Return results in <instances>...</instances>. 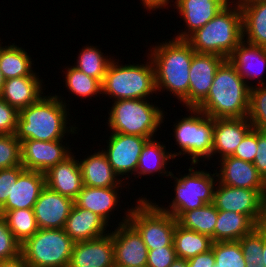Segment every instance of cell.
Masks as SVG:
<instances>
[{
    "instance_id": "cell-1",
    "label": "cell",
    "mask_w": 266,
    "mask_h": 267,
    "mask_svg": "<svg viewBox=\"0 0 266 267\" xmlns=\"http://www.w3.org/2000/svg\"><path fill=\"white\" fill-rule=\"evenodd\" d=\"M162 43L148 53L155 68L156 91H169L189 108V72L195 51L186 40L174 37Z\"/></svg>"
},
{
    "instance_id": "cell-2",
    "label": "cell",
    "mask_w": 266,
    "mask_h": 267,
    "mask_svg": "<svg viewBox=\"0 0 266 267\" xmlns=\"http://www.w3.org/2000/svg\"><path fill=\"white\" fill-rule=\"evenodd\" d=\"M62 96H42L37 102L19 111L16 138L21 142L32 139L39 141L65 140L66 133L74 134L76 126H67L70 115ZM62 99V100H61ZM68 113V114H67ZM70 128V129H68Z\"/></svg>"
},
{
    "instance_id": "cell-3",
    "label": "cell",
    "mask_w": 266,
    "mask_h": 267,
    "mask_svg": "<svg viewBox=\"0 0 266 267\" xmlns=\"http://www.w3.org/2000/svg\"><path fill=\"white\" fill-rule=\"evenodd\" d=\"M250 87L225 59L215 73L206 99L197 109L214 119L247 117Z\"/></svg>"
},
{
    "instance_id": "cell-4",
    "label": "cell",
    "mask_w": 266,
    "mask_h": 267,
    "mask_svg": "<svg viewBox=\"0 0 266 267\" xmlns=\"http://www.w3.org/2000/svg\"><path fill=\"white\" fill-rule=\"evenodd\" d=\"M242 40V11L238 1L229 2L205 26L186 39L196 53L216 54L225 59Z\"/></svg>"
},
{
    "instance_id": "cell-5",
    "label": "cell",
    "mask_w": 266,
    "mask_h": 267,
    "mask_svg": "<svg viewBox=\"0 0 266 267\" xmlns=\"http://www.w3.org/2000/svg\"><path fill=\"white\" fill-rule=\"evenodd\" d=\"M146 64L120 65L112 60L102 82V94L116 100L147 99L157 93L155 68L148 56Z\"/></svg>"
},
{
    "instance_id": "cell-6",
    "label": "cell",
    "mask_w": 266,
    "mask_h": 267,
    "mask_svg": "<svg viewBox=\"0 0 266 267\" xmlns=\"http://www.w3.org/2000/svg\"><path fill=\"white\" fill-rule=\"evenodd\" d=\"M108 112L112 132L154 138L161 128L164 112L147 99L116 100Z\"/></svg>"
},
{
    "instance_id": "cell-7",
    "label": "cell",
    "mask_w": 266,
    "mask_h": 267,
    "mask_svg": "<svg viewBox=\"0 0 266 267\" xmlns=\"http://www.w3.org/2000/svg\"><path fill=\"white\" fill-rule=\"evenodd\" d=\"M190 116H185L174 124L176 145L181 148L179 153H171L175 157L188 154L190 165H196L200 158L210 160L213 147L214 118L209 117L197 108H188Z\"/></svg>"
},
{
    "instance_id": "cell-8",
    "label": "cell",
    "mask_w": 266,
    "mask_h": 267,
    "mask_svg": "<svg viewBox=\"0 0 266 267\" xmlns=\"http://www.w3.org/2000/svg\"><path fill=\"white\" fill-rule=\"evenodd\" d=\"M74 241L64 229H39L21 244L29 267H69Z\"/></svg>"
},
{
    "instance_id": "cell-9",
    "label": "cell",
    "mask_w": 266,
    "mask_h": 267,
    "mask_svg": "<svg viewBox=\"0 0 266 267\" xmlns=\"http://www.w3.org/2000/svg\"><path fill=\"white\" fill-rule=\"evenodd\" d=\"M139 197L137 205L128 213V222L141 235L148 250L173 245V236L177 219L171 214L162 211L156 203Z\"/></svg>"
},
{
    "instance_id": "cell-10",
    "label": "cell",
    "mask_w": 266,
    "mask_h": 267,
    "mask_svg": "<svg viewBox=\"0 0 266 267\" xmlns=\"http://www.w3.org/2000/svg\"><path fill=\"white\" fill-rule=\"evenodd\" d=\"M193 169L195 167H189V173L184 176L179 175L180 178L172 174L170 178H174L175 181L173 182L175 183V196L172 203L166 209L157 205L162 211L171 214L176 219L187 211L213 203L215 185H217L216 173L211 174L207 171Z\"/></svg>"
},
{
    "instance_id": "cell-11",
    "label": "cell",
    "mask_w": 266,
    "mask_h": 267,
    "mask_svg": "<svg viewBox=\"0 0 266 267\" xmlns=\"http://www.w3.org/2000/svg\"><path fill=\"white\" fill-rule=\"evenodd\" d=\"M213 204L218 210L233 211L247 215L257 226L264 225V189H245L217 182Z\"/></svg>"
},
{
    "instance_id": "cell-12",
    "label": "cell",
    "mask_w": 266,
    "mask_h": 267,
    "mask_svg": "<svg viewBox=\"0 0 266 267\" xmlns=\"http://www.w3.org/2000/svg\"><path fill=\"white\" fill-rule=\"evenodd\" d=\"M108 139V146L106 150L102 148V151L106 154L112 169L121 178L127 175L122 178L123 180L135 175L139 156L149 138L112 132Z\"/></svg>"
},
{
    "instance_id": "cell-13",
    "label": "cell",
    "mask_w": 266,
    "mask_h": 267,
    "mask_svg": "<svg viewBox=\"0 0 266 267\" xmlns=\"http://www.w3.org/2000/svg\"><path fill=\"white\" fill-rule=\"evenodd\" d=\"M129 214L112 231L115 266L144 267L148 249L138 231L128 222Z\"/></svg>"
},
{
    "instance_id": "cell-14",
    "label": "cell",
    "mask_w": 266,
    "mask_h": 267,
    "mask_svg": "<svg viewBox=\"0 0 266 267\" xmlns=\"http://www.w3.org/2000/svg\"><path fill=\"white\" fill-rule=\"evenodd\" d=\"M63 140L39 141L27 139L21 141V162L25 170L45 173L51 167L63 162L72 152ZM70 149V150H69Z\"/></svg>"
},
{
    "instance_id": "cell-15",
    "label": "cell",
    "mask_w": 266,
    "mask_h": 267,
    "mask_svg": "<svg viewBox=\"0 0 266 267\" xmlns=\"http://www.w3.org/2000/svg\"><path fill=\"white\" fill-rule=\"evenodd\" d=\"M73 205V199L45 186L33 207L39 229H64Z\"/></svg>"
},
{
    "instance_id": "cell-16",
    "label": "cell",
    "mask_w": 266,
    "mask_h": 267,
    "mask_svg": "<svg viewBox=\"0 0 266 267\" xmlns=\"http://www.w3.org/2000/svg\"><path fill=\"white\" fill-rule=\"evenodd\" d=\"M224 60L216 54L194 53L189 72V108H197L206 99L215 73Z\"/></svg>"
},
{
    "instance_id": "cell-17",
    "label": "cell",
    "mask_w": 266,
    "mask_h": 267,
    "mask_svg": "<svg viewBox=\"0 0 266 267\" xmlns=\"http://www.w3.org/2000/svg\"><path fill=\"white\" fill-rule=\"evenodd\" d=\"M69 267H115L111 230L101 237L74 243Z\"/></svg>"
},
{
    "instance_id": "cell-18",
    "label": "cell",
    "mask_w": 266,
    "mask_h": 267,
    "mask_svg": "<svg viewBox=\"0 0 266 267\" xmlns=\"http://www.w3.org/2000/svg\"><path fill=\"white\" fill-rule=\"evenodd\" d=\"M230 0H176L174 5L186 23L184 32L176 39L186 40L192 33L205 26Z\"/></svg>"
},
{
    "instance_id": "cell-19",
    "label": "cell",
    "mask_w": 266,
    "mask_h": 267,
    "mask_svg": "<svg viewBox=\"0 0 266 267\" xmlns=\"http://www.w3.org/2000/svg\"><path fill=\"white\" fill-rule=\"evenodd\" d=\"M253 129L247 117L214 119V136L211 158L232 156L244 137Z\"/></svg>"
},
{
    "instance_id": "cell-20",
    "label": "cell",
    "mask_w": 266,
    "mask_h": 267,
    "mask_svg": "<svg viewBox=\"0 0 266 267\" xmlns=\"http://www.w3.org/2000/svg\"><path fill=\"white\" fill-rule=\"evenodd\" d=\"M218 161L221 163L220 173H217V169L215 171L218 183L245 189H264V179L252 162L233 156H226Z\"/></svg>"
},
{
    "instance_id": "cell-21",
    "label": "cell",
    "mask_w": 266,
    "mask_h": 267,
    "mask_svg": "<svg viewBox=\"0 0 266 267\" xmlns=\"http://www.w3.org/2000/svg\"><path fill=\"white\" fill-rule=\"evenodd\" d=\"M45 185L52 191L75 200L83 187L79 159L71 154L45 172Z\"/></svg>"
},
{
    "instance_id": "cell-22",
    "label": "cell",
    "mask_w": 266,
    "mask_h": 267,
    "mask_svg": "<svg viewBox=\"0 0 266 267\" xmlns=\"http://www.w3.org/2000/svg\"><path fill=\"white\" fill-rule=\"evenodd\" d=\"M45 186V173L24 170L18 176L5 204L0 208V216L10 210L33 209L41 190Z\"/></svg>"
},
{
    "instance_id": "cell-23",
    "label": "cell",
    "mask_w": 266,
    "mask_h": 267,
    "mask_svg": "<svg viewBox=\"0 0 266 267\" xmlns=\"http://www.w3.org/2000/svg\"><path fill=\"white\" fill-rule=\"evenodd\" d=\"M228 60L235 66L237 73L248 84L249 80L259 78V86L266 85L263 74L266 72V48L242 40ZM246 79V80H245Z\"/></svg>"
},
{
    "instance_id": "cell-24",
    "label": "cell",
    "mask_w": 266,
    "mask_h": 267,
    "mask_svg": "<svg viewBox=\"0 0 266 267\" xmlns=\"http://www.w3.org/2000/svg\"><path fill=\"white\" fill-rule=\"evenodd\" d=\"M107 224L90 210L78 207L75 203L64 227L65 233L76 243L106 235Z\"/></svg>"
},
{
    "instance_id": "cell-25",
    "label": "cell",
    "mask_w": 266,
    "mask_h": 267,
    "mask_svg": "<svg viewBox=\"0 0 266 267\" xmlns=\"http://www.w3.org/2000/svg\"><path fill=\"white\" fill-rule=\"evenodd\" d=\"M83 185L88 187H121L123 180L112 169L106 154L101 150L79 162Z\"/></svg>"
},
{
    "instance_id": "cell-26",
    "label": "cell",
    "mask_w": 266,
    "mask_h": 267,
    "mask_svg": "<svg viewBox=\"0 0 266 267\" xmlns=\"http://www.w3.org/2000/svg\"><path fill=\"white\" fill-rule=\"evenodd\" d=\"M237 1L242 11L243 40L266 48V0Z\"/></svg>"
},
{
    "instance_id": "cell-27",
    "label": "cell",
    "mask_w": 266,
    "mask_h": 267,
    "mask_svg": "<svg viewBox=\"0 0 266 267\" xmlns=\"http://www.w3.org/2000/svg\"><path fill=\"white\" fill-rule=\"evenodd\" d=\"M38 77H15L7 79L0 98L20 111L37 102L43 95L42 80Z\"/></svg>"
},
{
    "instance_id": "cell-28",
    "label": "cell",
    "mask_w": 266,
    "mask_h": 267,
    "mask_svg": "<svg viewBox=\"0 0 266 267\" xmlns=\"http://www.w3.org/2000/svg\"><path fill=\"white\" fill-rule=\"evenodd\" d=\"M120 187H88L83 185L74 203L100 216L107 224L118 204ZM111 212V213H110Z\"/></svg>"
},
{
    "instance_id": "cell-29",
    "label": "cell",
    "mask_w": 266,
    "mask_h": 267,
    "mask_svg": "<svg viewBox=\"0 0 266 267\" xmlns=\"http://www.w3.org/2000/svg\"><path fill=\"white\" fill-rule=\"evenodd\" d=\"M257 225L247 216L233 211L218 210L214 242L239 241Z\"/></svg>"
},
{
    "instance_id": "cell-30",
    "label": "cell",
    "mask_w": 266,
    "mask_h": 267,
    "mask_svg": "<svg viewBox=\"0 0 266 267\" xmlns=\"http://www.w3.org/2000/svg\"><path fill=\"white\" fill-rule=\"evenodd\" d=\"M155 139H149L139 156V162L136 169L137 177H142L141 175H150L154 173L162 174L167 176H171L172 171H168L166 166L168 165V161L174 157L171 152L166 151L165 144H161V142H157ZM164 168V169H163ZM166 169V170H165Z\"/></svg>"
},
{
    "instance_id": "cell-31",
    "label": "cell",
    "mask_w": 266,
    "mask_h": 267,
    "mask_svg": "<svg viewBox=\"0 0 266 267\" xmlns=\"http://www.w3.org/2000/svg\"><path fill=\"white\" fill-rule=\"evenodd\" d=\"M0 43V70L5 79L15 77H39L32 70V58L22 47L17 45L1 46Z\"/></svg>"
},
{
    "instance_id": "cell-32",
    "label": "cell",
    "mask_w": 266,
    "mask_h": 267,
    "mask_svg": "<svg viewBox=\"0 0 266 267\" xmlns=\"http://www.w3.org/2000/svg\"><path fill=\"white\" fill-rule=\"evenodd\" d=\"M213 240L205 234L175 226L173 245L177 258L189 260L198 254L208 252Z\"/></svg>"
},
{
    "instance_id": "cell-33",
    "label": "cell",
    "mask_w": 266,
    "mask_h": 267,
    "mask_svg": "<svg viewBox=\"0 0 266 267\" xmlns=\"http://www.w3.org/2000/svg\"><path fill=\"white\" fill-rule=\"evenodd\" d=\"M218 218V209L213 203L187 211L178 219L177 224L184 229L208 235L214 242V229Z\"/></svg>"
},
{
    "instance_id": "cell-34",
    "label": "cell",
    "mask_w": 266,
    "mask_h": 267,
    "mask_svg": "<svg viewBox=\"0 0 266 267\" xmlns=\"http://www.w3.org/2000/svg\"><path fill=\"white\" fill-rule=\"evenodd\" d=\"M97 47L98 46H84L82 51L79 52L80 54H78L76 65H73V67L102 83L113 57L112 59H108L109 56H104V53Z\"/></svg>"
},
{
    "instance_id": "cell-35",
    "label": "cell",
    "mask_w": 266,
    "mask_h": 267,
    "mask_svg": "<svg viewBox=\"0 0 266 267\" xmlns=\"http://www.w3.org/2000/svg\"><path fill=\"white\" fill-rule=\"evenodd\" d=\"M2 217L20 244H23L39 230L33 209L6 211Z\"/></svg>"
},
{
    "instance_id": "cell-36",
    "label": "cell",
    "mask_w": 266,
    "mask_h": 267,
    "mask_svg": "<svg viewBox=\"0 0 266 267\" xmlns=\"http://www.w3.org/2000/svg\"><path fill=\"white\" fill-rule=\"evenodd\" d=\"M67 72L65 75V84L69 92L78 97H90L94 95L102 94V83L90 76H87L82 71L76 69L73 66L67 67Z\"/></svg>"
},
{
    "instance_id": "cell-37",
    "label": "cell",
    "mask_w": 266,
    "mask_h": 267,
    "mask_svg": "<svg viewBox=\"0 0 266 267\" xmlns=\"http://www.w3.org/2000/svg\"><path fill=\"white\" fill-rule=\"evenodd\" d=\"M213 267H246L239 241L213 242Z\"/></svg>"
},
{
    "instance_id": "cell-38",
    "label": "cell",
    "mask_w": 266,
    "mask_h": 267,
    "mask_svg": "<svg viewBox=\"0 0 266 267\" xmlns=\"http://www.w3.org/2000/svg\"><path fill=\"white\" fill-rule=\"evenodd\" d=\"M249 110L247 118L254 129L266 132V85L254 87L250 84Z\"/></svg>"
},
{
    "instance_id": "cell-39",
    "label": "cell",
    "mask_w": 266,
    "mask_h": 267,
    "mask_svg": "<svg viewBox=\"0 0 266 267\" xmlns=\"http://www.w3.org/2000/svg\"><path fill=\"white\" fill-rule=\"evenodd\" d=\"M239 242L246 264H263L261 258L264 248V225L257 226Z\"/></svg>"
},
{
    "instance_id": "cell-40",
    "label": "cell",
    "mask_w": 266,
    "mask_h": 267,
    "mask_svg": "<svg viewBox=\"0 0 266 267\" xmlns=\"http://www.w3.org/2000/svg\"><path fill=\"white\" fill-rule=\"evenodd\" d=\"M22 165L21 142L15 134L0 135V169Z\"/></svg>"
},
{
    "instance_id": "cell-41",
    "label": "cell",
    "mask_w": 266,
    "mask_h": 267,
    "mask_svg": "<svg viewBox=\"0 0 266 267\" xmlns=\"http://www.w3.org/2000/svg\"><path fill=\"white\" fill-rule=\"evenodd\" d=\"M21 254V244L8 228L6 220L0 216V261L14 258Z\"/></svg>"
},
{
    "instance_id": "cell-42",
    "label": "cell",
    "mask_w": 266,
    "mask_h": 267,
    "mask_svg": "<svg viewBox=\"0 0 266 267\" xmlns=\"http://www.w3.org/2000/svg\"><path fill=\"white\" fill-rule=\"evenodd\" d=\"M25 170L22 165L0 169V208L5 204L8 196L16 184L18 176Z\"/></svg>"
},
{
    "instance_id": "cell-43",
    "label": "cell",
    "mask_w": 266,
    "mask_h": 267,
    "mask_svg": "<svg viewBox=\"0 0 266 267\" xmlns=\"http://www.w3.org/2000/svg\"><path fill=\"white\" fill-rule=\"evenodd\" d=\"M19 111L0 98V135L15 134Z\"/></svg>"
},
{
    "instance_id": "cell-44",
    "label": "cell",
    "mask_w": 266,
    "mask_h": 267,
    "mask_svg": "<svg viewBox=\"0 0 266 267\" xmlns=\"http://www.w3.org/2000/svg\"><path fill=\"white\" fill-rule=\"evenodd\" d=\"M177 258L174 246L148 250L147 267H170Z\"/></svg>"
},
{
    "instance_id": "cell-45",
    "label": "cell",
    "mask_w": 266,
    "mask_h": 267,
    "mask_svg": "<svg viewBox=\"0 0 266 267\" xmlns=\"http://www.w3.org/2000/svg\"><path fill=\"white\" fill-rule=\"evenodd\" d=\"M257 149V129L253 128L244 137L232 156L253 163L257 154Z\"/></svg>"
},
{
    "instance_id": "cell-46",
    "label": "cell",
    "mask_w": 266,
    "mask_h": 267,
    "mask_svg": "<svg viewBox=\"0 0 266 267\" xmlns=\"http://www.w3.org/2000/svg\"><path fill=\"white\" fill-rule=\"evenodd\" d=\"M257 147L253 164L264 179L266 177V132L257 130Z\"/></svg>"
},
{
    "instance_id": "cell-47",
    "label": "cell",
    "mask_w": 266,
    "mask_h": 267,
    "mask_svg": "<svg viewBox=\"0 0 266 267\" xmlns=\"http://www.w3.org/2000/svg\"><path fill=\"white\" fill-rule=\"evenodd\" d=\"M214 263L215 257L212 249L187 260L188 267H213Z\"/></svg>"
},
{
    "instance_id": "cell-48",
    "label": "cell",
    "mask_w": 266,
    "mask_h": 267,
    "mask_svg": "<svg viewBox=\"0 0 266 267\" xmlns=\"http://www.w3.org/2000/svg\"><path fill=\"white\" fill-rule=\"evenodd\" d=\"M0 267H29L22 254L18 256L0 261Z\"/></svg>"
},
{
    "instance_id": "cell-49",
    "label": "cell",
    "mask_w": 266,
    "mask_h": 267,
    "mask_svg": "<svg viewBox=\"0 0 266 267\" xmlns=\"http://www.w3.org/2000/svg\"><path fill=\"white\" fill-rule=\"evenodd\" d=\"M143 3L142 5L146 10H156L157 8L160 9L163 7L166 8V6L170 3L169 0H141Z\"/></svg>"
},
{
    "instance_id": "cell-50",
    "label": "cell",
    "mask_w": 266,
    "mask_h": 267,
    "mask_svg": "<svg viewBox=\"0 0 266 267\" xmlns=\"http://www.w3.org/2000/svg\"><path fill=\"white\" fill-rule=\"evenodd\" d=\"M170 267H188L187 260L176 258L175 261L170 265Z\"/></svg>"
},
{
    "instance_id": "cell-51",
    "label": "cell",
    "mask_w": 266,
    "mask_h": 267,
    "mask_svg": "<svg viewBox=\"0 0 266 267\" xmlns=\"http://www.w3.org/2000/svg\"><path fill=\"white\" fill-rule=\"evenodd\" d=\"M262 263L266 267V226L264 225V248L262 253Z\"/></svg>"
},
{
    "instance_id": "cell-52",
    "label": "cell",
    "mask_w": 266,
    "mask_h": 267,
    "mask_svg": "<svg viewBox=\"0 0 266 267\" xmlns=\"http://www.w3.org/2000/svg\"><path fill=\"white\" fill-rule=\"evenodd\" d=\"M5 81H6V79H5L4 75L2 74V72L0 70V94L2 92L3 85H4Z\"/></svg>"
},
{
    "instance_id": "cell-53",
    "label": "cell",
    "mask_w": 266,
    "mask_h": 267,
    "mask_svg": "<svg viewBox=\"0 0 266 267\" xmlns=\"http://www.w3.org/2000/svg\"><path fill=\"white\" fill-rule=\"evenodd\" d=\"M246 267H265L263 264L255 263V264H246Z\"/></svg>"
},
{
    "instance_id": "cell-54",
    "label": "cell",
    "mask_w": 266,
    "mask_h": 267,
    "mask_svg": "<svg viewBox=\"0 0 266 267\" xmlns=\"http://www.w3.org/2000/svg\"><path fill=\"white\" fill-rule=\"evenodd\" d=\"M264 196L266 198V177L264 178Z\"/></svg>"
},
{
    "instance_id": "cell-55",
    "label": "cell",
    "mask_w": 266,
    "mask_h": 267,
    "mask_svg": "<svg viewBox=\"0 0 266 267\" xmlns=\"http://www.w3.org/2000/svg\"><path fill=\"white\" fill-rule=\"evenodd\" d=\"M264 225L266 226V198H265V221H264Z\"/></svg>"
}]
</instances>
